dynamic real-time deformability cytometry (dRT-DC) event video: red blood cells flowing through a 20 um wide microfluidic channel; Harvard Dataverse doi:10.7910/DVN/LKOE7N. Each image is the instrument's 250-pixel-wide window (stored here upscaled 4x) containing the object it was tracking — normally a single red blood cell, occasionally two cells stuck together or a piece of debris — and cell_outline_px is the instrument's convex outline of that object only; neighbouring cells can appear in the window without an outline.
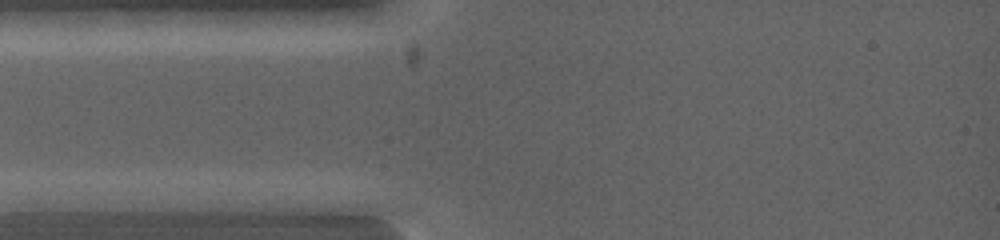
{"species": "common noctule bat (a hibernating species)", "species_latin": "Nyctalus noctula", "temperature_condition": "warm", "stored_images_in_passage": 3, "camera_frame_rate_fps": 5000, "um_per_image_px": 0.085, "animal": {"sex": "female", "body_mass_g": 19.0, "forearm_length_mm": 53.3}, "frame": {"image": 1, "passage_image": 1, "time_ms": 0.0, "image_size_px": [1000, 240], "cell_outline_px": [[248, 200], [236, 208], [152, 212], [104, 200], [148, 192], [240, 192]], "centroid_in_image_um": [15.45, 17.08], "position_along_channel_um": 69.6, "area_um2": 15.32}}